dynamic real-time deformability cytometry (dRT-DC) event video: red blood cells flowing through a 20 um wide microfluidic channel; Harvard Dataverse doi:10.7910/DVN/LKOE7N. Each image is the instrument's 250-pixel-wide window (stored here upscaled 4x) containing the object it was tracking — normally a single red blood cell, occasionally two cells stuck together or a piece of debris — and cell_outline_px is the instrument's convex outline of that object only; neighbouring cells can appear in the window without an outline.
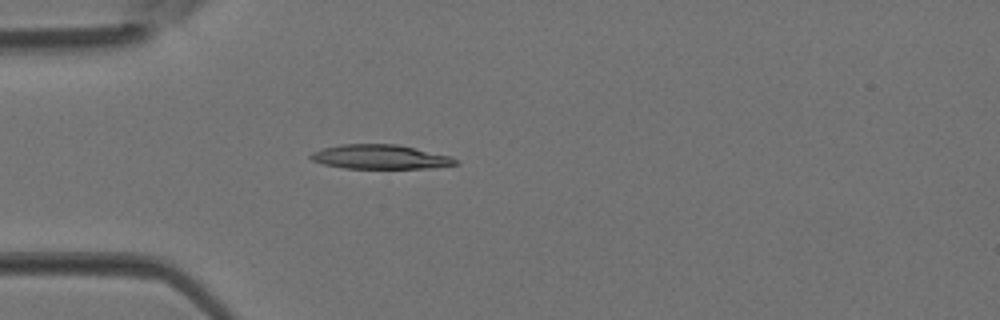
{"species": "Egyptian fruit bat (a non-hibernating species)", "species_latin": "Rousettus aegyptiacus", "temperature_condition": "room temperature", "stored_images_in_passage": 1, "camera_frame_rate_fps": 3000, "um_per_image_px": 0.085, "animal": {"sex": "female"}, "frame": {"image": 1, "passage_image": 1, "time_ms": 0.0, "image_size_px": [1000, 320], "cell_outline_px": [[460, 164], [432, 168], [344, 168], [324, 164], [312, 160], [308, 156], [312, 152], [324, 148], [340, 144], [396, 144], [448, 156], [456, 160]], "centroid_in_image_um": [32.28, 13.34], "position_along_channel_um": 52.7, "area_um2": 20.23}}